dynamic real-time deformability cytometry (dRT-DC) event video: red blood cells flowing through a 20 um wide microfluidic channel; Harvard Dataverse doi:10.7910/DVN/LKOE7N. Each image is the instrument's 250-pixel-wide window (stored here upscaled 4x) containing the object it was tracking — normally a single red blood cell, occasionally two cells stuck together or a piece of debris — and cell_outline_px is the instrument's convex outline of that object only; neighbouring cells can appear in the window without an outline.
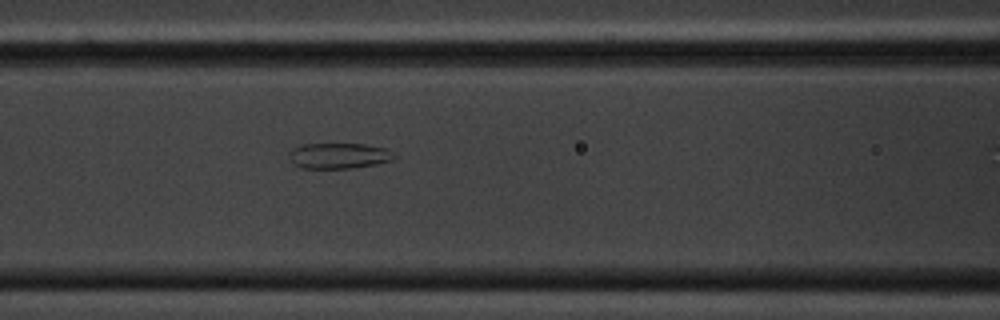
{"species": "common noctule bat (a hibernating species)", "species_latin": "Nyctalus noctula", "temperature_condition": "cold", "stored_images_in_passage": 5, "camera_frame_rate_fps": 3000, "um_per_image_px": 0.085, "animal": {"sex": "male", "body_mass_g": 20.1, "forearm_length_mm": 53.5}, "frame": {"image": 1, "passage_image": 4, "time_ms": 4.333, "image_size_px": [1000, 320], "cell_outline_px": [[396, 156], [392, 160], [352, 168], [300, 168], [292, 160], [288, 152], [292, 148], [300, 144], [364, 144], [384, 148], [392, 152]], "centroid_in_image_um": [28.77, 13.23], "position_along_channel_um": 137.8, "area_um2": 15.49}}